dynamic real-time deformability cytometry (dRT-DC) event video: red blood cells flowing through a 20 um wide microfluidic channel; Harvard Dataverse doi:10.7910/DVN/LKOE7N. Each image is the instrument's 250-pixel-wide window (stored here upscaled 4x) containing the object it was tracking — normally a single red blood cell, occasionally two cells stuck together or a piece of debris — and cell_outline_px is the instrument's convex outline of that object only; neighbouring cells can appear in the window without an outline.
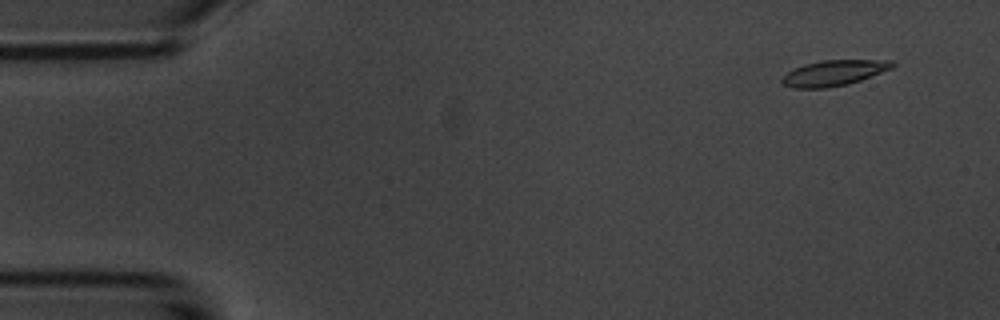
{"species": "common noctule bat (a hibernating species)", "species_latin": "Nyctalus noctula", "temperature_condition": "room temperature", "stored_images_in_passage": 5, "camera_frame_rate_fps": 3000, "um_per_image_px": 0.085, "animal": {"sex": "male", "body_mass_g": 20.1, "forearm_length_mm": 53.5}, "frame": {"image": 1, "passage_image": 1, "time_ms": 0.0, "image_size_px": [1000, 320], "cell_outline_px": [[896, 64], [892, 68], [860, 80], [848, 84], [828, 88], [792, 88], [784, 84], [780, 80], [792, 68], [804, 64], [820, 60], [892, 60]], "centroid_in_image_um": [70.86, 6.19], "position_along_channel_um": 14.1, "area_um2": 16.47}}
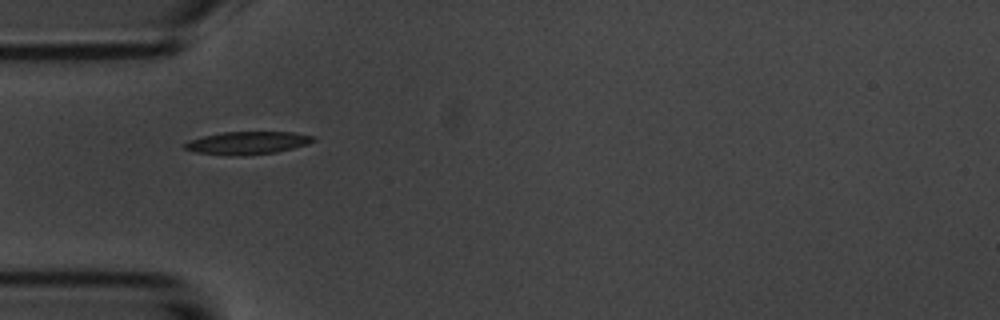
{"frame": {"image": 2, "passage_image": 4, "time_ms": 4.333, "image_size_px": [1000, 320], "cell_outline_px": [[316, 140], [308, 144], [276, 152], [240, 156], [228, 156], [196, 152], [184, 148], [184, 144], [188, 140], [204, 136], [224, 132], [292, 132], [316, 136]], "centroid_in_image_um": [21.05, 12.15], "position_along_channel_um": 64.0, "area_um2": 17.11}}